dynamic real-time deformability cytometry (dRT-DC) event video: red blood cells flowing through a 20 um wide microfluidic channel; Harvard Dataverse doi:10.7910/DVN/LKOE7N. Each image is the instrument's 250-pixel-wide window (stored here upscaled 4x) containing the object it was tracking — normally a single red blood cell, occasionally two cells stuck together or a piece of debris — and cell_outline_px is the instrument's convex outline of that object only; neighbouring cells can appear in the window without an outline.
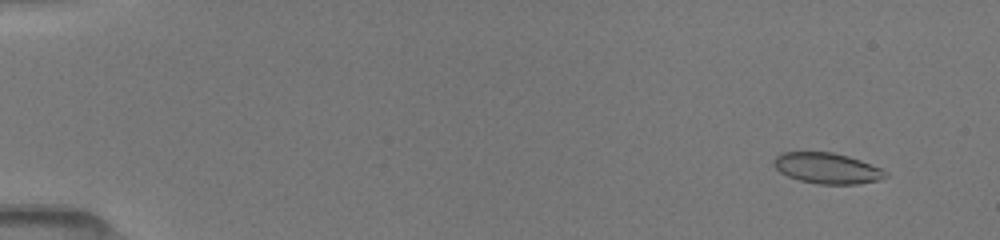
{"species": "common noctule bat (a hibernating species)", "species_latin": "Nyctalus noctula", "temperature_condition": "room temperature", "stored_images_in_passage": 51, "camera_frame_rate_fps": 3000, "um_per_image_px": 0.085, "animal": {"sex": "female", "body_mass_g": 19.5, "forearm_length_mm": 54.1}, "frame": {"image": 1, "passage_image": 4, "time_ms": 1.0, "image_size_px": [1000, 240], "cell_outline_px": [[888, 176], [880, 180], [856, 184], [820, 184], [800, 180], [788, 176], [780, 172], [776, 168], [772, 160], [780, 152], [832, 152], [848, 156], [860, 160], [880, 168], [888, 172]], "centroid_in_image_um": [70.3, 14.3], "position_along_channel_um": 14.7, "area_um2": 20.0}}
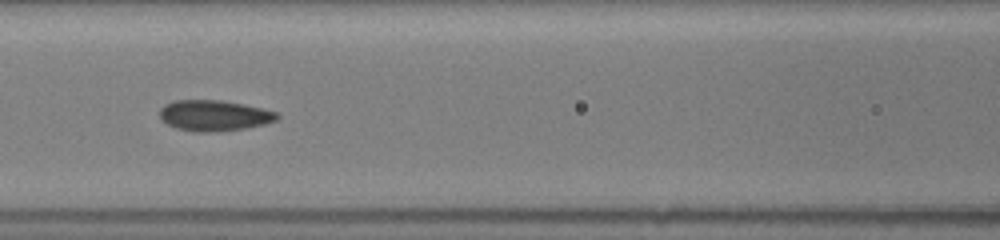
{"frame": {"image": 2, "passage_image": 24, "time_ms": 7.667, "image_size_px": [1000, 240], "cell_outline_px": [[280, 116], [276, 120], [264, 124], [244, 128], [212, 132], [196, 132], [176, 128], [168, 124], [160, 116], [160, 108], [164, 104], [172, 100], [224, 100], [244, 104], [276, 112]], "centroid_in_image_um": [18.18, 9.81], "position_along_channel_um": 148.4, "area_um2": 20.98}}
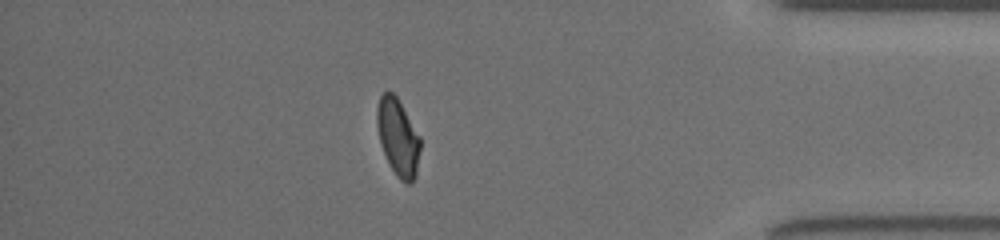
{"frame": {"image": 3, "passage_image": 45, "time_ms": 14.667, "image_size_px": [1000, 240], "cell_outline_px": [[420, 148], [416, 176], [408, 184], [400, 180], [396, 176], [380, 144], [376, 124], [376, 108], [380, 96], [384, 92], [392, 92], [396, 96], [420, 136]], "centroid_in_image_um": [33.81, 11.66], "position_along_channel_um": 401.4, "area_um2": 19.31}, "authors_computed_cell_mechanics": {"area_um2": 20.5768, "velocity_mm_per_s": 4.0629, "shape_relaxation_time_tau1_ms": 7.1692, "shape_relaxation_time_tau2_ms": 1.1028, "deformation_change_tau1": 0.1783, "deformation_change_tau2": 0.0632}}